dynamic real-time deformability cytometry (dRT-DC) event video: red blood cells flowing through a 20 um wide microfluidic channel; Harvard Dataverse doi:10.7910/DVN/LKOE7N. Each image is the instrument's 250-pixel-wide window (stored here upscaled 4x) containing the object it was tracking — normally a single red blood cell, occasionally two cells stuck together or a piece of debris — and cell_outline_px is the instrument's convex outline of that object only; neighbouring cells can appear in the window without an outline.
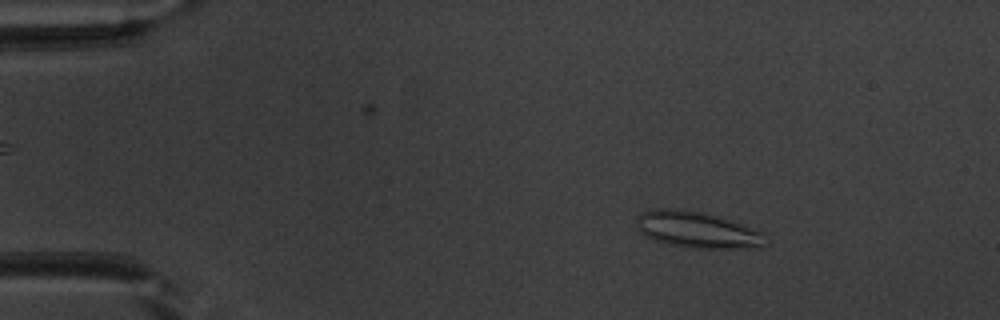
{"species": "common noctule bat (a hibernating species)", "species_latin": "Nyctalus noctula", "temperature_condition": "warm", "stored_images_in_passage": 50, "camera_frame_rate_fps": 3000, "um_per_image_px": 0.085, "animal": {"sex": "male", "body_mass_g": 20.1, "forearm_length_mm": 53.5}, "frame": {"image": 1, "passage_image": 7, "time_ms": 2.0, "image_size_px": [1000, 320], "cell_outline_px": [[768, 236], [764, 244], [760, 248], [688, 248], [668, 244], [644, 236], [640, 232], [636, 224], [636, 220], [644, 212], [652, 208], [660, 208], [704, 212], [764, 232]], "centroid_in_image_um": [59.28, 19.55], "position_along_channel_um": 25.7, "area_um2": 27.17}}
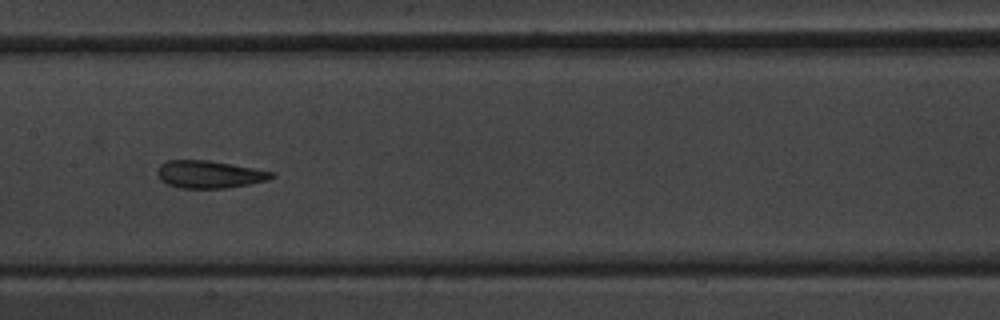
{"frame": {"image": 2, "passage_image": 25, "time_ms": 8.0, "image_size_px": [1000, 320], "cell_outline_px": [[276, 176], [268, 180], [228, 188], [180, 188], [168, 184], [160, 180], [156, 172], [156, 168], [160, 164], [168, 160], [208, 160], [276, 172]], "centroid_in_image_um": [17.78, 14.82], "position_along_channel_um": 189.6, "area_um2": 18.44}}
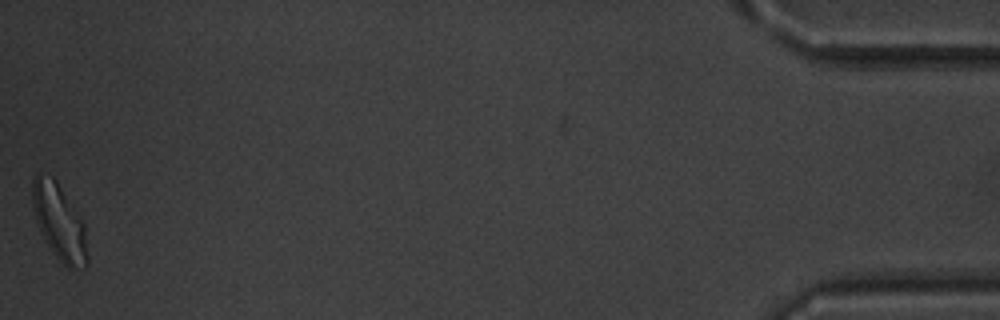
{"frame": {"image": 3, "passage_image": 50, "time_ms": 16.333, "image_size_px": [1000, 320], "cell_outline_px": [[88, 264], [84, 268], [68, 268], [52, 252], [44, 240], [40, 232], [36, 220], [32, 204], [32, 180], [36, 172], [52, 176], [56, 180], [84, 224], [88, 256]], "centroid_in_image_um": [5.02, 18.88], "position_along_channel_um": 430.2, "area_um2": 24.28}, "authors_computed_cell_mechanics": {"area_um2": 19.3052, "velocity_mm_per_s": 3.9712, "shape_relaxation_time_tau1_ms": 4.8088, "shape_relaxation_time_tau2_ms": 1.9311, "deformation_change_tau1": 0.1427, "deformation_change_tau2": 0.0985}}